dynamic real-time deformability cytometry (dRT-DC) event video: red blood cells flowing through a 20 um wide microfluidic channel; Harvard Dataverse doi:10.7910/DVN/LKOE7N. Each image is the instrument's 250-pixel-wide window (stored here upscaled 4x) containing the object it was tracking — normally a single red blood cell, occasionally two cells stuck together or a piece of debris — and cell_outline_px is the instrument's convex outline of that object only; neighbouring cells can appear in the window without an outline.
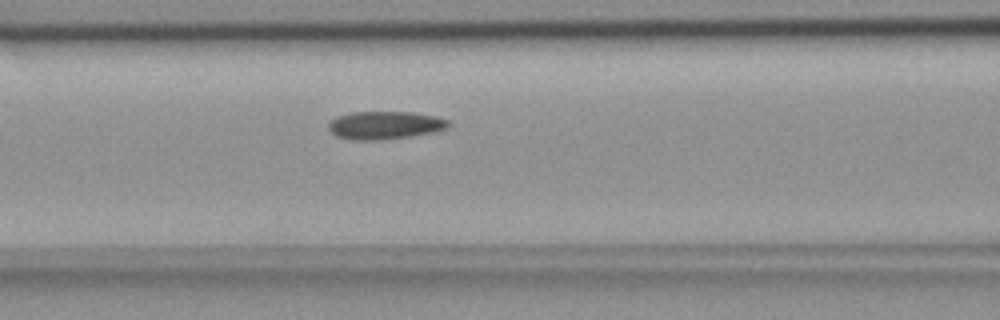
{"species": "common noctule bat (a hibernating species)", "species_latin": "Nyctalus noctula", "temperature_condition": "room temperature", "stored_images_in_passage": 39, "camera_frame_rate_fps": 3000, "um_per_image_px": 0.085, "animal": {"sex": "female", "body_mass_g": 18.4}, "frame": {"image": 1, "passage_image": 12, "time_ms": 3.667, "image_size_px": [1000, 320], "cell_outline_px": [[452, 124], [448, 128], [436, 132], [412, 136], [380, 140], [352, 140], [336, 136], [328, 128], [328, 120], [336, 116], [352, 112], [416, 112], [436, 116], [448, 120]], "centroid_in_image_um": [32.73, 10.64], "position_along_channel_um": 133.9, "area_um2": 19.94}}
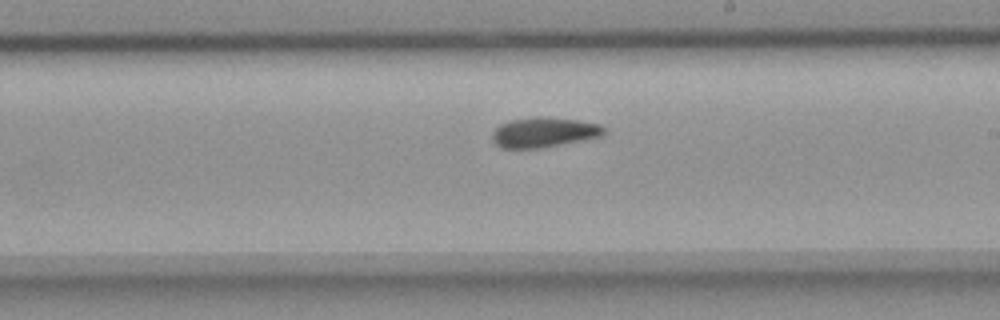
{"frame": {"image": 2, "passage_image": 21, "time_ms": 6.667, "image_size_px": [1000, 320], "cell_outline_px": [[608, 132], [604, 136], [588, 140], [540, 148], [500, 148], [492, 140], [492, 132], [500, 124], [508, 120], [536, 116], [580, 120], [600, 124], [608, 128]], "centroid_in_image_um": [46.31, 11.25], "position_along_channel_um": 242.7, "area_um2": 20.11}}
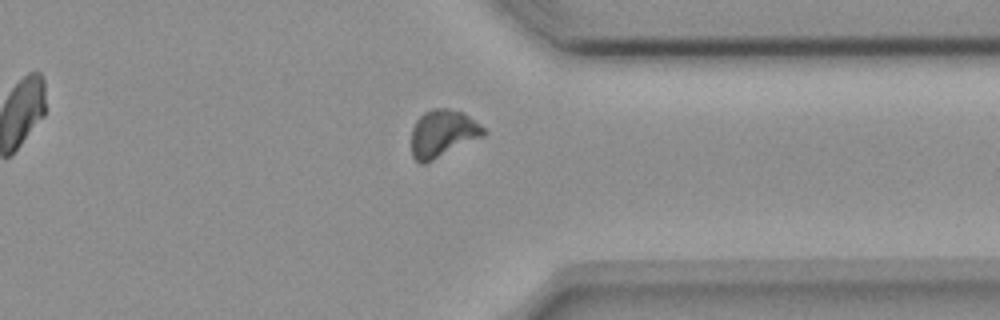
{"frame": {"image": 3, "passage_image": 32, "time_ms": 10.333, "image_size_px": [1000, 320], "cell_outline_px": [[488, 132], [484, 136], [424, 164], [420, 164], [412, 156], [412, 128], [416, 120], [424, 112], [432, 108], [448, 108], [464, 112], [480, 124]], "centroid_in_image_um": [37.64, 11.33], "position_along_channel_um": 373.8, "area_um2": 20.0}, "authors_computed_cell_mechanics": {"area_um2": 19.363, "velocity_mm_per_s": 3.6469, "shape_relaxation_time_tau1_ms": null, "shape_relaxation_time_tau2_ms": 4.8009, "deformation_change_tau1": null, "deformation_change_tau2": 0.1025}}